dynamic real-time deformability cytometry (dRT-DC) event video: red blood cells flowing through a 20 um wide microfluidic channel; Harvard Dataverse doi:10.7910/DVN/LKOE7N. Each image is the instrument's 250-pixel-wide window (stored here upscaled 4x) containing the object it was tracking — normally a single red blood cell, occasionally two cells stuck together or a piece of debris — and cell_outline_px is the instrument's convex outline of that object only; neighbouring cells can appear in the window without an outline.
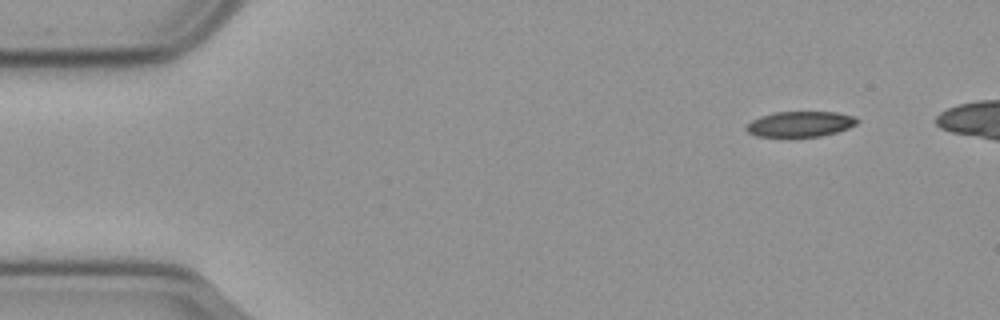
{"species": "common noctule bat (a hibernating species)", "species_latin": "Nyctalus noctula", "temperature_condition": "cold", "stored_images_in_passage": 46, "camera_frame_rate_fps": 3000, "um_per_image_px": 0.085, "animal": {"sex": "male", "body_mass_g": 23.1, "forearm_length_mm": 52.7}, "frame": {"image": 1, "passage_image": 1, "time_ms": 0.0, "image_size_px": [1000, 320], "cell_outline_px": [[860, 120], [856, 124], [848, 128], [836, 132], [820, 136], [788, 140], [756, 136], [748, 132], [744, 128], [752, 120], [760, 116], [776, 112], [836, 112], [856, 116]], "centroid_in_image_um": [67.98, 10.59], "position_along_channel_um": 17.0, "area_um2": 17.28}}
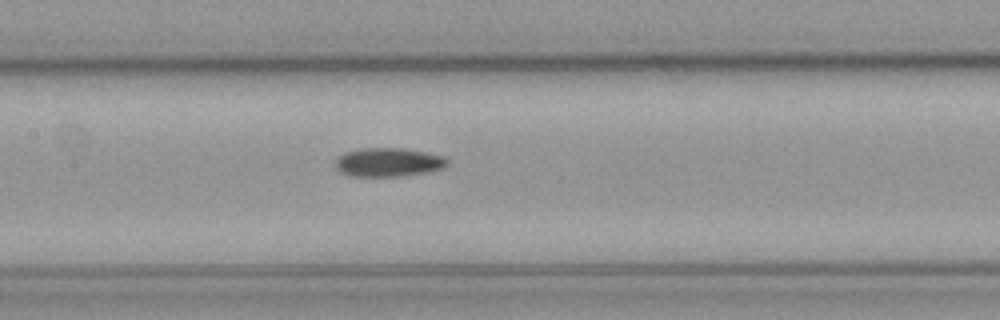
{"frame": {"image": 2, "passage_image": 22, "time_ms": 7.0, "image_size_px": [1000, 320], "cell_outline_px": [[448, 164], [440, 168], [424, 172], [396, 176], [348, 176], [340, 172], [336, 168], [336, 160], [344, 152], [364, 148], [404, 148], [444, 156], [448, 160]], "centroid_in_image_um": [32.97, 13.78], "position_along_channel_um": 174.4, "area_um2": 18.5}}
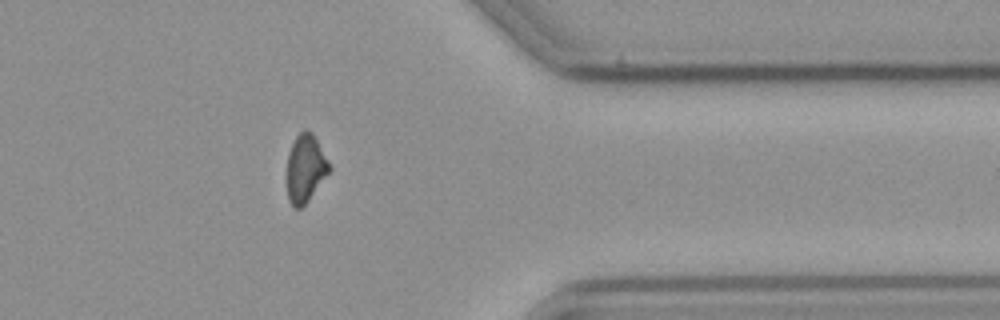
{"frame": {"image": 3, "passage_image": 41, "time_ms": 13.333, "image_size_px": [1000, 320], "cell_outline_px": [[332, 168], [308, 200], [300, 208], [296, 208], [288, 200], [284, 176], [288, 152], [296, 136], [304, 128], [312, 132], [328, 160]], "centroid_in_image_um": [25.91, 14.3], "position_along_channel_um": 385.5, "area_um2": 17.11}, "authors_computed_cell_mechanics": {"area_um2": 18.1203, "velocity_mm_per_s": 3.6006, "shape_relaxation_time_tau1_ms": 8.7991, "shape_relaxation_time_tau2_ms": null, "deformation_change_tau1": 0.1755, "deformation_change_tau2": null}}